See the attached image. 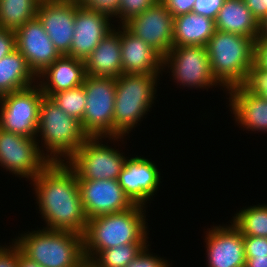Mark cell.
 Wrapping results in <instances>:
<instances>
[{"instance_id": "cell-1", "label": "cell", "mask_w": 267, "mask_h": 267, "mask_svg": "<svg viewBox=\"0 0 267 267\" xmlns=\"http://www.w3.org/2000/svg\"><path fill=\"white\" fill-rule=\"evenodd\" d=\"M45 229L84 234L88 219L76 173L64 162H50L33 180Z\"/></svg>"}, {"instance_id": "cell-2", "label": "cell", "mask_w": 267, "mask_h": 267, "mask_svg": "<svg viewBox=\"0 0 267 267\" xmlns=\"http://www.w3.org/2000/svg\"><path fill=\"white\" fill-rule=\"evenodd\" d=\"M143 208L135 204L128 210L88 220L83 234V253L87 265L102 250L125 244H147Z\"/></svg>"}, {"instance_id": "cell-3", "label": "cell", "mask_w": 267, "mask_h": 267, "mask_svg": "<svg viewBox=\"0 0 267 267\" xmlns=\"http://www.w3.org/2000/svg\"><path fill=\"white\" fill-rule=\"evenodd\" d=\"M206 48L211 71L218 84L229 90L246 83L254 64L253 38L216 30Z\"/></svg>"}, {"instance_id": "cell-4", "label": "cell", "mask_w": 267, "mask_h": 267, "mask_svg": "<svg viewBox=\"0 0 267 267\" xmlns=\"http://www.w3.org/2000/svg\"><path fill=\"white\" fill-rule=\"evenodd\" d=\"M27 233L22 234L13 243L25 256L40 266L87 267L82 235L45 228Z\"/></svg>"}, {"instance_id": "cell-5", "label": "cell", "mask_w": 267, "mask_h": 267, "mask_svg": "<svg viewBox=\"0 0 267 267\" xmlns=\"http://www.w3.org/2000/svg\"><path fill=\"white\" fill-rule=\"evenodd\" d=\"M39 132L44 147L50 152L46 153L50 162L69 160L89 137L83 130L81 121L67 115L56 102L45 95L39 108L38 134ZM61 156L67 159L63 160Z\"/></svg>"}, {"instance_id": "cell-6", "label": "cell", "mask_w": 267, "mask_h": 267, "mask_svg": "<svg viewBox=\"0 0 267 267\" xmlns=\"http://www.w3.org/2000/svg\"><path fill=\"white\" fill-rule=\"evenodd\" d=\"M158 75L122 73L116 78L113 137L129 134L152 107Z\"/></svg>"}, {"instance_id": "cell-7", "label": "cell", "mask_w": 267, "mask_h": 267, "mask_svg": "<svg viewBox=\"0 0 267 267\" xmlns=\"http://www.w3.org/2000/svg\"><path fill=\"white\" fill-rule=\"evenodd\" d=\"M86 106L81 125L89 137H113V116L116 78L86 75L84 83Z\"/></svg>"}, {"instance_id": "cell-8", "label": "cell", "mask_w": 267, "mask_h": 267, "mask_svg": "<svg viewBox=\"0 0 267 267\" xmlns=\"http://www.w3.org/2000/svg\"><path fill=\"white\" fill-rule=\"evenodd\" d=\"M43 97L39 85L34 84L1 96L0 128L28 138H36L39 108Z\"/></svg>"}, {"instance_id": "cell-9", "label": "cell", "mask_w": 267, "mask_h": 267, "mask_svg": "<svg viewBox=\"0 0 267 267\" xmlns=\"http://www.w3.org/2000/svg\"><path fill=\"white\" fill-rule=\"evenodd\" d=\"M102 138L104 137H88L66 161L76 173L77 180L118 179L126 158L119 151L103 145L99 141Z\"/></svg>"}, {"instance_id": "cell-10", "label": "cell", "mask_w": 267, "mask_h": 267, "mask_svg": "<svg viewBox=\"0 0 267 267\" xmlns=\"http://www.w3.org/2000/svg\"><path fill=\"white\" fill-rule=\"evenodd\" d=\"M40 148L36 138L0 128V166L9 172L33 180L50 163Z\"/></svg>"}, {"instance_id": "cell-11", "label": "cell", "mask_w": 267, "mask_h": 267, "mask_svg": "<svg viewBox=\"0 0 267 267\" xmlns=\"http://www.w3.org/2000/svg\"><path fill=\"white\" fill-rule=\"evenodd\" d=\"M165 65L171 67L174 79L182 86L210 88L219 85L212 74L206 46H173L163 57V67Z\"/></svg>"}, {"instance_id": "cell-12", "label": "cell", "mask_w": 267, "mask_h": 267, "mask_svg": "<svg viewBox=\"0 0 267 267\" xmlns=\"http://www.w3.org/2000/svg\"><path fill=\"white\" fill-rule=\"evenodd\" d=\"M174 17L159 0L123 26L164 57L173 47Z\"/></svg>"}, {"instance_id": "cell-13", "label": "cell", "mask_w": 267, "mask_h": 267, "mask_svg": "<svg viewBox=\"0 0 267 267\" xmlns=\"http://www.w3.org/2000/svg\"><path fill=\"white\" fill-rule=\"evenodd\" d=\"M82 205L87 219L118 213L135 204L126 195L118 180H78Z\"/></svg>"}, {"instance_id": "cell-14", "label": "cell", "mask_w": 267, "mask_h": 267, "mask_svg": "<svg viewBox=\"0 0 267 267\" xmlns=\"http://www.w3.org/2000/svg\"><path fill=\"white\" fill-rule=\"evenodd\" d=\"M76 0H40L36 17L60 55H68L74 34Z\"/></svg>"}, {"instance_id": "cell-15", "label": "cell", "mask_w": 267, "mask_h": 267, "mask_svg": "<svg viewBox=\"0 0 267 267\" xmlns=\"http://www.w3.org/2000/svg\"><path fill=\"white\" fill-rule=\"evenodd\" d=\"M14 32L16 49L36 77L61 56L37 17Z\"/></svg>"}, {"instance_id": "cell-16", "label": "cell", "mask_w": 267, "mask_h": 267, "mask_svg": "<svg viewBox=\"0 0 267 267\" xmlns=\"http://www.w3.org/2000/svg\"><path fill=\"white\" fill-rule=\"evenodd\" d=\"M109 18L106 14L82 7L76 0L75 30L67 56L84 61L112 30Z\"/></svg>"}, {"instance_id": "cell-17", "label": "cell", "mask_w": 267, "mask_h": 267, "mask_svg": "<svg viewBox=\"0 0 267 267\" xmlns=\"http://www.w3.org/2000/svg\"><path fill=\"white\" fill-rule=\"evenodd\" d=\"M206 234L208 267H245L243 235L233 223L215 226Z\"/></svg>"}, {"instance_id": "cell-18", "label": "cell", "mask_w": 267, "mask_h": 267, "mask_svg": "<svg viewBox=\"0 0 267 267\" xmlns=\"http://www.w3.org/2000/svg\"><path fill=\"white\" fill-rule=\"evenodd\" d=\"M117 180L130 200L143 206L158 189L160 173L150 160L136 156L126 159Z\"/></svg>"}, {"instance_id": "cell-19", "label": "cell", "mask_w": 267, "mask_h": 267, "mask_svg": "<svg viewBox=\"0 0 267 267\" xmlns=\"http://www.w3.org/2000/svg\"><path fill=\"white\" fill-rule=\"evenodd\" d=\"M120 31L123 73L159 74L163 57L141 38L130 33L123 25ZM162 69V70H161Z\"/></svg>"}, {"instance_id": "cell-20", "label": "cell", "mask_w": 267, "mask_h": 267, "mask_svg": "<svg viewBox=\"0 0 267 267\" xmlns=\"http://www.w3.org/2000/svg\"><path fill=\"white\" fill-rule=\"evenodd\" d=\"M43 81L37 83L45 96L51 97L54 93L78 87L86 78L85 63L83 60L61 55L37 78ZM44 78H46L44 82Z\"/></svg>"}, {"instance_id": "cell-21", "label": "cell", "mask_w": 267, "mask_h": 267, "mask_svg": "<svg viewBox=\"0 0 267 267\" xmlns=\"http://www.w3.org/2000/svg\"><path fill=\"white\" fill-rule=\"evenodd\" d=\"M228 91L236 121L251 131H267V99L254 94L245 85L232 87Z\"/></svg>"}, {"instance_id": "cell-22", "label": "cell", "mask_w": 267, "mask_h": 267, "mask_svg": "<svg viewBox=\"0 0 267 267\" xmlns=\"http://www.w3.org/2000/svg\"><path fill=\"white\" fill-rule=\"evenodd\" d=\"M84 63L86 75L118 78L123 73L120 29L112 28Z\"/></svg>"}, {"instance_id": "cell-23", "label": "cell", "mask_w": 267, "mask_h": 267, "mask_svg": "<svg viewBox=\"0 0 267 267\" xmlns=\"http://www.w3.org/2000/svg\"><path fill=\"white\" fill-rule=\"evenodd\" d=\"M173 46H206L216 31L215 20L194 12L174 17Z\"/></svg>"}, {"instance_id": "cell-24", "label": "cell", "mask_w": 267, "mask_h": 267, "mask_svg": "<svg viewBox=\"0 0 267 267\" xmlns=\"http://www.w3.org/2000/svg\"><path fill=\"white\" fill-rule=\"evenodd\" d=\"M216 30L253 38L259 37V22L243 0H224L215 18Z\"/></svg>"}, {"instance_id": "cell-25", "label": "cell", "mask_w": 267, "mask_h": 267, "mask_svg": "<svg viewBox=\"0 0 267 267\" xmlns=\"http://www.w3.org/2000/svg\"><path fill=\"white\" fill-rule=\"evenodd\" d=\"M36 78L17 49L0 59V97L32 86Z\"/></svg>"}, {"instance_id": "cell-26", "label": "cell", "mask_w": 267, "mask_h": 267, "mask_svg": "<svg viewBox=\"0 0 267 267\" xmlns=\"http://www.w3.org/2000/svg\"><path fill=\"white\" fill-rule=\"evenodd\" d=\"M40 0H0V27L12 31L36 18Z\"/></svg>"}, {"instance_id": "cell-27", "label": "cell", "mask_w": 267, "mask_h": 267, "mask_svg": "<svg viewBox=\"0 0 267 267\" xmlns=\"http://www.w3.org/2000/svg\"><path fill=\"white\" fill-rule=\"evenodd\" d=\"M233 224L243 236L267 237V205L242 209L234 215Z\"/></svg>"}, {"instance_id": "cell-28", "label": "cell", "mask_w": 267, "mask_h": 267, "mask_svg": "<svg viewBox=\"0 0 267 267\" xmlns=\"http://www.w3.org/2000/svg\"><path fill=\"white\" fill-rule=\"evenodd\" d=\"M149 245L125 244L102 250L87 267H126Z\"/></svg>"}, {"instance_id": "cell-29", "label": "cell", "mask_w": 267, "mask_h": 267, "mask_svg": "<svg viewBox=\"0 0 267 267\" xmlns=\"http://www.w3.org/2000/svg\"><path fill=\"white\" fill-rule=\"evenodd\" d=\"M67 114L82 121L86 97L83 85L54 93L50 97Z\"/></svg>"}, {"instance_id": "cell-30", "label": "cell", "mask_w": 267, "mask_h": 267, "mask_svg": "<svg viewBox=\"0 0 267 267\" xmlns=\"http://www.w3.org/2000/svg\"><path fill=\"white\" fill-rule=\"evenodd\" d=\"M157 1L159 0H120L119 18H121V25H123L132 17L144 12L146 9L153 6Z\"/></svg>"}, {"instance_id": "cell-31", "label": "cell", "mask_w": 267, "mask_h": 267, "mask_svg": "<svg viewBox=\"0 0 267 267\" xmlns=\"http://www.w3.org/2000/svg\"><path fill=\"white\" fill-rule=\"evenodd\" d=\"M251 92L267 99V71L259 68L255 63L250 69L246 83Z\"/></svg>"}, {"instance_id": "cell-32", "label": "cell", "mask_w": 267, "mask_h": 267, "mask_svg": "<svg viewBox=\"0 0 267 267\" xmlns=\"http://www.w3.org/2000/svg\"><path fill=\"white\" fill-rule=\"evenodd\" d=\"M82 7L106 14L107 16L119 18L120 0H78Z\"/></svg>"}, {"instance_id": "cell-33", "label": "cell", "mask_w": 267, "mask_h": 267, "mask_svg": "<svg viewBox=\"0 0 267 267\" xmlns=\"http://www.w3.org/2000/svg\"><path fill=\"white\" fill-rule=\"evenodd\" d=\"M246 257L267 256V237L243 236Z\"/></svg>"}, {"instance_id": "cell-34", "label": "cell", "mask_w": 267, "mask_h": 267, "mask_svg": "<svg viewBox=\"0 0 267 267\" xmlns=\"http://www.w3.org/2000/svg\"><path fill=\"white\" fill-rule=\"evenodd\" d=\"M146 246L141 253L133 259L126 267H169L167 260L163 258H159L157 256H152L153 254H149ZM148 252V253H147Z\"/></svg>"}, {"instance_id": "cell-35", "label": "cell", "mask_w": 267, "mask_h": 267, "mask_svg": "<svg viewBox=\"0 0 267 267\" xmlns=\"http://www.w3.org/2000/svg\"><path fill=\"white\" fill-rule=\"evenodd\" d=\"M224 0H196L193 12L215 20Z\"/></svg>"}, {"instance_id": "cell-36", "label": "cell", "mask_w": 267, "mask_h": 267, "mask_svg": "<svg viewBox=\"0 0 267 267\" xmlns=\"http://www.w3.org/2000/svg\"><path fill=\"white\" fill-rule=\"evenodd\" d=\"M167 10L177 17L179 15L193 12V6L196 0H160Z\"/></svg>"}, {"instance_id": "cell-37", "label": "cell", "mask_w": 267, "mask_h": 267, "mask_svg": "<svg viewBox=\"0 0 267 267\" xmlns=\"http://www.w3.org/2000/svg\"><path fill=\"white\" fill-rule=\"evenodd\" d=\"M15 49V32L0 27V59Z\"/></svg>"}, {"instance_id": "cell-38", "label": "cell", "mask_w": 267, "mask_h": 267, "mask_svg": "<svg viewBox=\"0 0 267 267\" xmlns=\"http://www.w3.org/2000/svg\"><path fill=\"white\" fill-rule=\"evenodd\" d=\"M0 267H18V246L15 243L7 248L0 245Z\"/></svg>"}, {"instance_id": "cell-39", "label": "cell", "mask_w": 267, "mask_h": 267, "mask_svg": "<svg viewBox=\"0 0 267 267\" xmlns=\"http://www.w3.org/2000/svg\"><path fill=\"white\" fill-rule=\"evenodd\" d=\"M254 63L267 71V38H257L255 41Z\"/></svg>"}, {"instance_id": "cell-40", "label": "cell", "mask_w": 267, "mask_h": 267, "mask_svg": "<svg viewBox=\"0 0 267 267\" xmlns=\"http://www.w3.org/2000/svg\"><path fill=\"white\" fill-rule=\"evenodd\" d=\"M246 7L260 23L267 16V0H243Z\"/></svg>"}, {"instance_id": "cell-41", "label": "cell", "mask_w": 267, "mask_h": 267, "mask_svg": "<svg viewBox=\"0 0 267 267\" xmlns=\"http://www.w3.org/2000/svg\"><path fill=\"white\" fill-rule=\"evenodd\" d=\"M245 267H267V256L246 257Z\"/></svg>"}, {"instance_id": "cell-42", "label": "cell", "mask_w": 267, "mask_h": 267, "mask_svg": "<svg viewBox=\"0 0 267 267\" xmlns=\"http://www.w3.org/2000/svg\"><path fill=\"white\" fill-rule=\"evenodd\" d=\"M18 267H42L37 262L30 260L18 247Z\"/></svg>"}, {"instance_id": "cell-43", "label": "cell", "mask_w": 267, "mask_h": 267, "mask_svg": "<svg viewBox=\"0 0 267 267\" xmlns=\"http://www.w3.org/2000/svg\"><path fill=\"white\" fill-rule=\"evenodd\" d=\"M258 38H267V16L259 23Z\"/></svg>"}]
</instances>
